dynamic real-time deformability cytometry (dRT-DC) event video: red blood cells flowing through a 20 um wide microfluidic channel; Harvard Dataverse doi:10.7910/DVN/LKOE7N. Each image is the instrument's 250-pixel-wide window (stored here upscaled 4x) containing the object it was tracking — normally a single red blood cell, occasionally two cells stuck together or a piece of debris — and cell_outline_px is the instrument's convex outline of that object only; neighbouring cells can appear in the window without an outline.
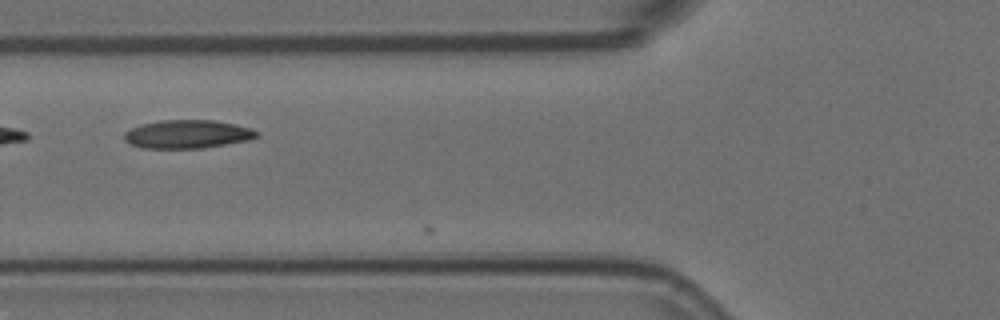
{"species": "Egyptian fruit bat (a non-hibernating species)", "species_latin": "Rousettus aegyptiacus", "temperature_condition": "room temperature", "stored_images_in_passage": 7, "camera_frame_rate_fps": 3000, "um_per_image_px": 0.085, "animal": {"sex": "female"}, "frame": {"image": 1, "passage_image": 5, "time_ms": 1.333, "image_size_px": [1000, 320], "cell_outline_px": [[260, 136], [252, 140], [200, 148], [144, 148], [132, 144], [124, 140], [124, 132], [140, 124], [160, 120], [216, 120], [236, 124], [252, 128], [260, 132]], "centroid_in_image_um": [16.0, 11.39], "position_along_channel_um": 109.8, "area_um2": 22.14}}